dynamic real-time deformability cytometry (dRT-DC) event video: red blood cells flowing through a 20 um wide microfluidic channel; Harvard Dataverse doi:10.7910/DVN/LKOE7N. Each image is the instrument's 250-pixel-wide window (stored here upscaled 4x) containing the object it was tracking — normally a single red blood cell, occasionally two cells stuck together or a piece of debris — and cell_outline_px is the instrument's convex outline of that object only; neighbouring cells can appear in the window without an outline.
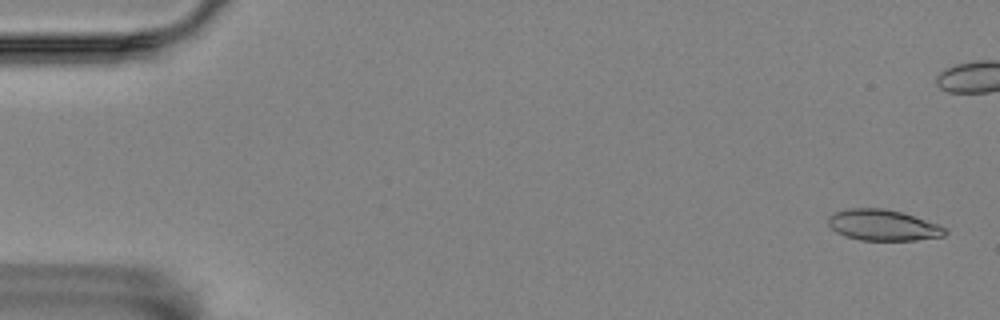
{"species": "Egyptian fruit bat (a non-hibernating species)", "species_latin": "Rousettus aegyptiacus", "temperature_condition": "room temperature", "stored_images_in_passage": 4, "camera_frame_rate_fps": 3000, "um_per_image_px": 0.085, "animal": {"sex": "female"}, "frame": {"image": 1, "passage_image": 1, "time_ms": 0.0, "image_size_px": [1000, 320], "cell_outline_px": [[948, 232], [944, 236], [916, 240], [860, 240], [844, 236], [836, 232], [828, 224], [828, 216], [836, 212], [848, 208], [884, 208], [900, 212], [936, 224], [944, 228]], "centroid_in_image_um": [75.01, 19.14], "position_along_channel_um": 10.0, "area_um2": 20.87}}